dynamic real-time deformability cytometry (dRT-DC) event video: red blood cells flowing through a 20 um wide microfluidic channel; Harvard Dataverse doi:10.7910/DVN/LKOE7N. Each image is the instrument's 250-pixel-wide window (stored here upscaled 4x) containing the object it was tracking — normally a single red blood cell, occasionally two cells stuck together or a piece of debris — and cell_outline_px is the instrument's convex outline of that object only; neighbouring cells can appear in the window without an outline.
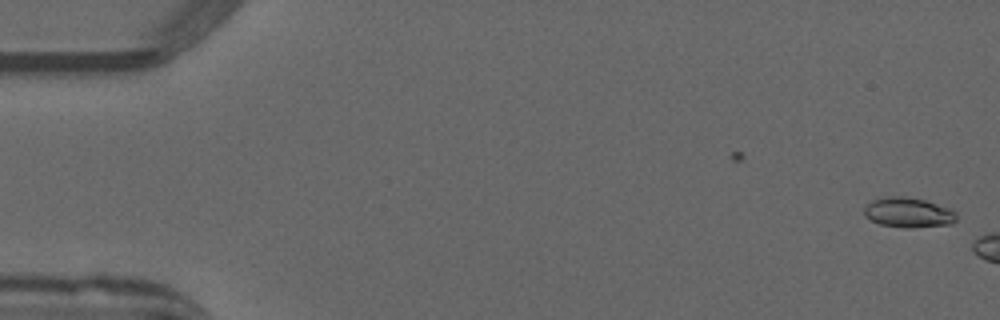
{"species": "common noctule bat (a hibernating species)", "species_latin": "Nyctalus noctula", "temperature_condition": "warm", "stored_images_in_passage": 5, "camera_frame_rate_fps": 3000, "um_per_image_px": 0.085, "animal": {"sex": "male", "forearm_length_mm": 52.5}, "frame": {"image": 1, "passage_image": 1, "time_ms": 0.0, "image_size_px": [1000, 320], "cell_outline_px": [[956, 220], [952, 224], [912, 228], [904, 228], [880, 224], [864, 216], [864, 204], [872, 200], [888, 196], [900, 196], [924, 200], [948, 208], [956, 212]], "centroid_in_image_um": [77.18, 18.07], "position_along_channel_um": 7.8, "area_um2": 16.13}}